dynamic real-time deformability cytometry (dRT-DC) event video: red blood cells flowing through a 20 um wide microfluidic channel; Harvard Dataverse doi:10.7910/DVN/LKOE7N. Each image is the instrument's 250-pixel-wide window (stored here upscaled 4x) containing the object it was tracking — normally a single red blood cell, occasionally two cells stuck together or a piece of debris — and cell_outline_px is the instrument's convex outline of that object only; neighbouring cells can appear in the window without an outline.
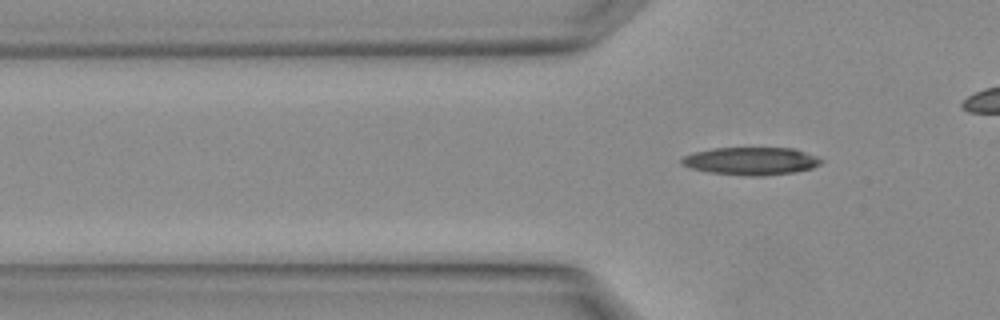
{"species": "Egyptian fruit bat (a non-hibernating species)", "species_latin": "Rousettus aegyptiacus", "temperature_condition": "warm", "stored_images_in_passage": 4, "camera_frame_rate_fps": 3000, "um_per_image_px": 0.085, "animal": {"sex": "female"}, "frame": {"image": 1, "passage_image": 4, "time_ms": 1.0, "image_size_px": [1000, 320], "cell_outline_px": [[824, 160], [820, 164], [812, 168], [792, 172], [764, 176], [752, 176], [708, 172], [692, 168], [680, 164], [680, 160], [684, 156], [692, 152], [712, 148], [796, 148]], "centroid_in_image_um": [63.82, 13.68], "position_along_channel_um": 62.0, "area_um2": 22.54}}